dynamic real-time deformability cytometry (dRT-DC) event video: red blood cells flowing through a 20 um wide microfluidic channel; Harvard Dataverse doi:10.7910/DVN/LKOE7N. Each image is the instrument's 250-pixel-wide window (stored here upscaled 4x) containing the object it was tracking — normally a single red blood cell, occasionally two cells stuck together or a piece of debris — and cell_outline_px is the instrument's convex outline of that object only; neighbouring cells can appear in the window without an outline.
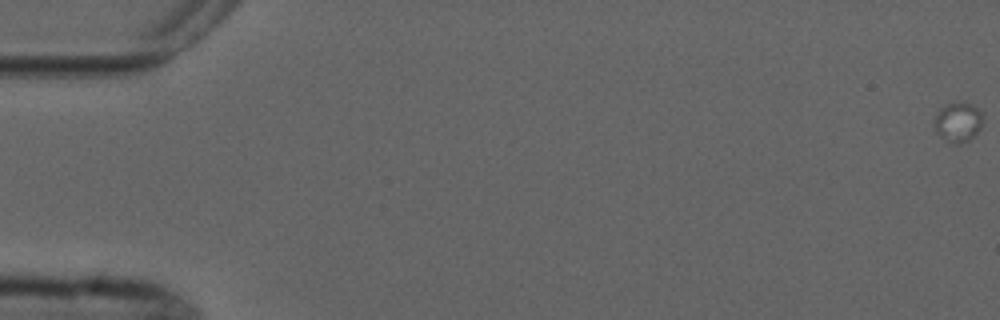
{"species": "common noctule bat (a hibernating species)", "species_latin": "Nyctalus noctula", "temperature_condition": "cold", "stored_images_in_passage": 3, "camera_frame_rate_fps": 3000, "um_per_image_px": 0.085, "animal": {"sex": "male", "forearm_length_mm": 52.5}, "frame": {"image": 1, "passage_image": 1, "time_ms": 0.0, "image_size_px": [1000, 320], "cell_outline_px": [[984, 116], [980, 128], [968, 140], [956, 144], [952, 144], [936, 132], [936, 116], [940, 108], [944, 104], [964, 100], [972, 104]], "centroid_in_image_um": [81.45, 10.33], "position_along_channel_um": 3.5, "area_um2": 11.1}}